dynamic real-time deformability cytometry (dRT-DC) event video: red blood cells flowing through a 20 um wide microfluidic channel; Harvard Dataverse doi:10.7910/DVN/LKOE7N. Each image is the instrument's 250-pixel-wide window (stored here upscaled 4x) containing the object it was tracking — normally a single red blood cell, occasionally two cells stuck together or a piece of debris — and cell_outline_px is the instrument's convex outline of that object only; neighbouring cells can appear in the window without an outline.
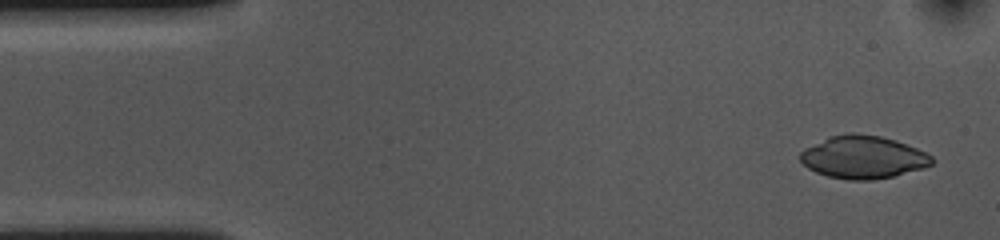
{"species": "common noctule bat (a hibernating species)", "species_latin": "Nyctalus noctula", "temperature_condition": "cold", "stored_images_in_passage": 48, "camera_frame_rate_fps": 3000, "um_per_image_px": 0.085, "animal": {"sex": "female", "body_mass_g": 10.0, "forearm_length_mm": 53.1}, "frame": {"image": 1, "passage_image": 2, "time_ms": 0.333, "image_size_px": [1000, 240], "cell_outline_px": [[936, 160], [932, 164], [924, 168], [892, 176], [872, 180], [848, 180], [828, 176], [816, 172], [808, 168], [800, 160], [800, 152], [804, 148], [828, 136], [848, 132], [856, 132], [880, 136], [896, 140], [916, 148], [932, 156]], "centroid_in_image_um": [73.35, 13.34], "position_along_channel_um": 11.6, "area_um2": 33.0}}